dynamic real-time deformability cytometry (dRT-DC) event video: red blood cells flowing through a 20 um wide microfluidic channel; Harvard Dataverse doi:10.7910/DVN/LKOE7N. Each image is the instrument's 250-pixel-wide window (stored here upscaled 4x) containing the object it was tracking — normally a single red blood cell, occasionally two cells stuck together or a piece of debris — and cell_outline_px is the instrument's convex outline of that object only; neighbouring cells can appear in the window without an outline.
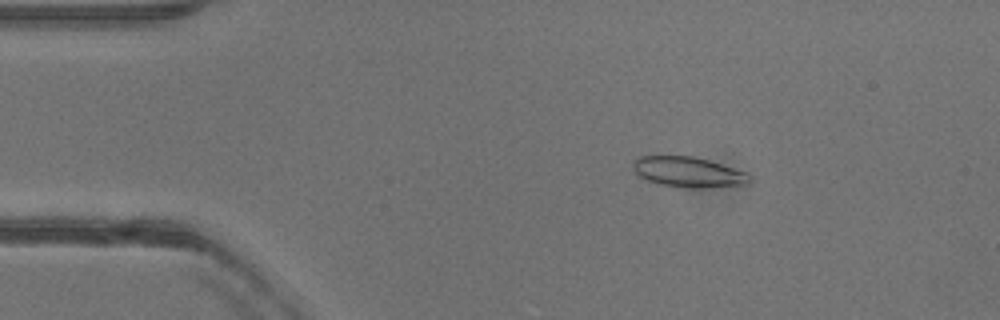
{"species": "common noctule bat (a hibernating species)", "species_latin": "Nyctalus noctula", "temperature_condition": "warm", "stored_images_in_passage": 52, "camera_frame_rate_fps": 3000, "um_per_image_px": 0.085, "animal": {"sex": "female"}, "frame": {"image": 1, "passage_image": 9, "time_ms": 2.667, "image_size_px": [1000, 320], "cell_outline_px": [[752, 180], [748, 184], [696, 188], [692, 188], [656, 184], [644, 180], [632, 168], [632, 160], [640, 156], [696, 156], [744, 172], [752, 176]], "centroid_in_image_um": [58.45, 14.62], "position_along_channel_um": 26.5, "area_um2": 20.63}}
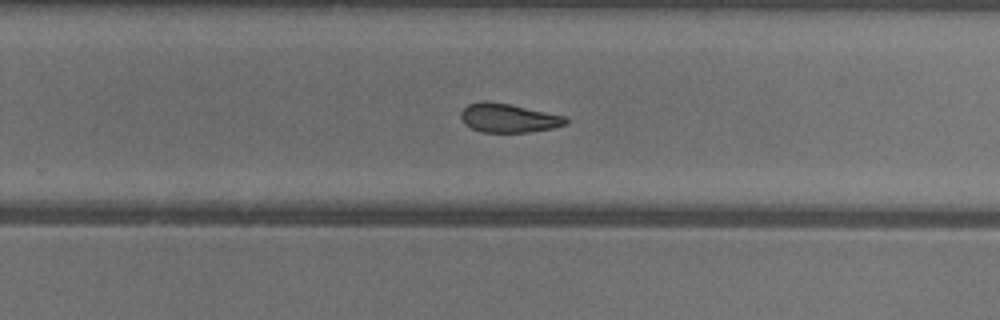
{"frame": {"image": 2, "passage_image": 33, "time_ms": 10.667, "image_size_px": [1000, 320], "cell_outline_px": [[568, 120], [564, 124], [552, 128], [528, 132], [480, 132], [464, 124], [460, 116], [460, 112], [468, 104], [484, 100], [508, 104], [568, 116]], "centroid_in_image_um": [43.2, 10.03], "position_along_channel_um": 286.6, "area_um2": 17.63}}
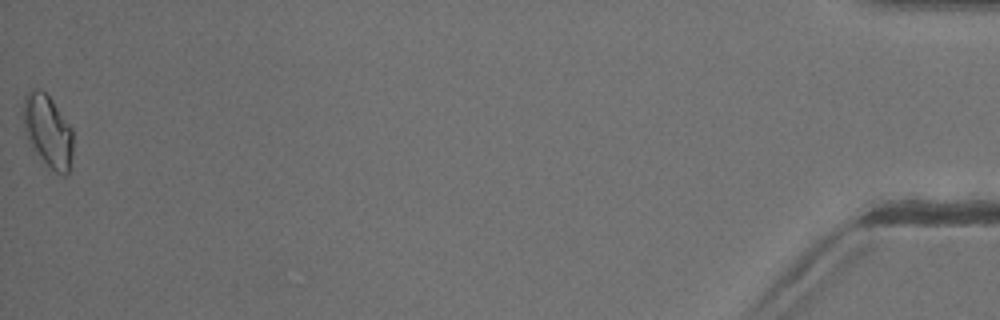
{"frame": {"image": 3, "passage_image": 52, "time_ms": 17.0, "image_size_px": [1000, 320], "cell_outline_px": [[72, 156], [68, 176], [60, 176], [32, 148], [28, 140], [24, 128], [20, 112], [24, 96], [28, 88], [40, 88], [52, 100], [72, 128]], "centroid_in_image_um": [4.03, 11.08], "position_along_channel_um": 431.2, "area_um2": 21.33}, "authors_computed_cell_mechanics": {"area_um2": 19.1029, "velocity_mm_per_s": 3.9945, "shape_relaxation_time_tau1_ms": null, "shape_relaxation_time_tau2_ms": 2.4451, "deformation_change_tau1": null, "deformation_change_tau2": 0.0788}}